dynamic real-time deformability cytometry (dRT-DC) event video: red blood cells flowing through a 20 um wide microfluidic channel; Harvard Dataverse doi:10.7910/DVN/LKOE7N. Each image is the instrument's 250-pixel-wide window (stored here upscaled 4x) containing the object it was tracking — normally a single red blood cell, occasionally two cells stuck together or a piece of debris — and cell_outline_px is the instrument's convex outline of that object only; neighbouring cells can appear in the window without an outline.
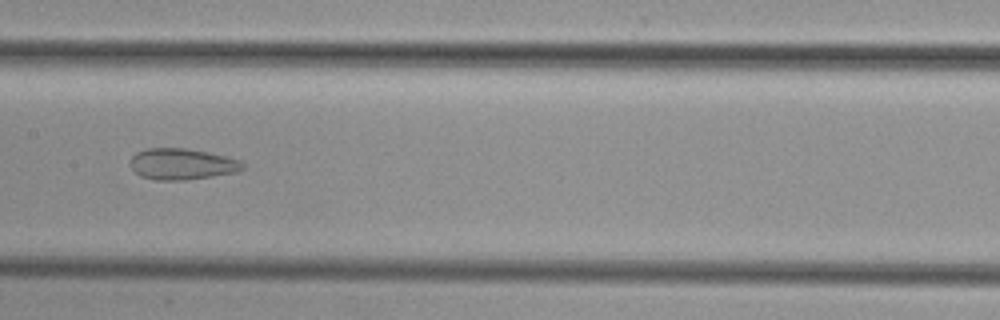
{"species": "common noctule bat (a hibernating species)", "species_latin": "Nyctalus noctula", "temperature_condition": "cold", "stored_images_in_passage": 46, "camera_frame_rate_fps": 3000, "um_per_image_px": 0.085, "animal": {"sex": "female", "body_mass_g": 29.2, "forearm_length_mm": 56.3}, "frame": {"image": 1, "passage_image": 25, "time_ms": 8.0, "image_size_px": [1000, 320], "cell_outline_px": [[244, 168], [240, 172], [184, 180], [156, 180], [140, 176], [128, 164], [128, 160], [136, 152], [148, 148], [184, 148], [224, 156], [240, 160], [244, 164]], "centroid_in_image_um": [15.44, 13.95], "position_along_channel_um": 192.0, "area_um2": 20.46}}
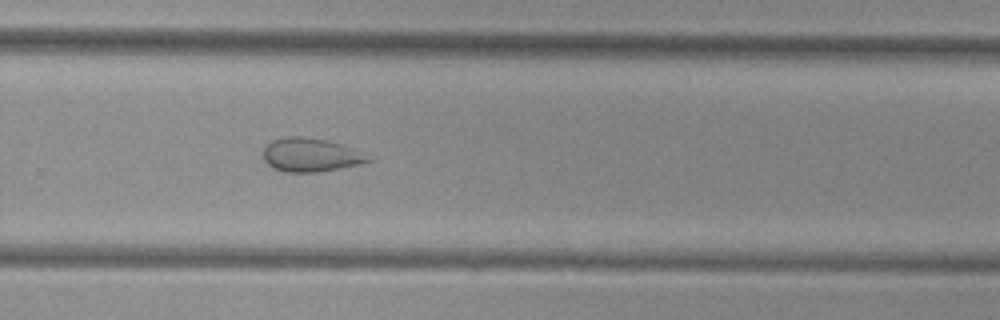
{"frame": {"image": 2, "passage_image": 33, "time_ms": 10.667, "image_size_px": [1000, 320], "cell_outline_px": [[376, 156], [372, 160], [360, 164], [340, 168], [316, 172], [284, 172], [272, 168], [264, 160], [264, 148], [272, 140], [288, 136], [300, 136], [328, 140], [344, 144], [356, 148]], "centroid_in_image_um": [26.5, 13.16], "position_along_channel_um": 303.3, "area_um2": 21.04}}
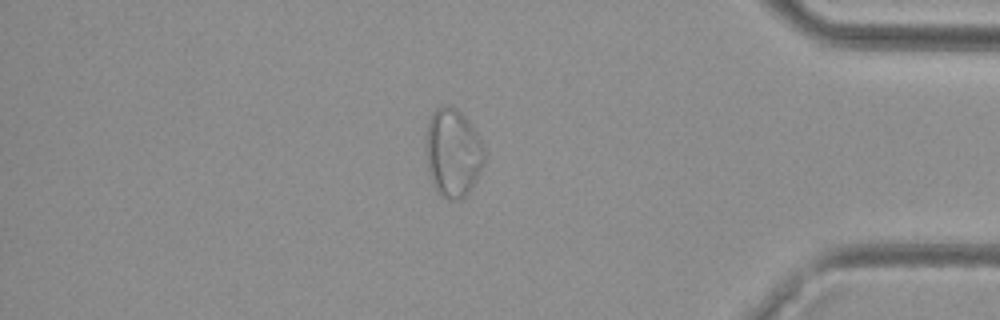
{"frame": {"image": 3, "passage_image": 42, "time_ms": 13.667, "image_size_px": [1000, 320], "cell_outline_px": [[484, 164], [468, 192], [460, 200], [448, 200], [440, 196], [436, 192], [428, 172], [428, 120], [432, 112], [440, 104], [448, 104], [456, 108], [468, 120], [480, 140], [484, 152]], "centroid_in_image_um": [38.49, 12.99], "position_along_channel_um": 396.7, "area_um2": 29.71}}